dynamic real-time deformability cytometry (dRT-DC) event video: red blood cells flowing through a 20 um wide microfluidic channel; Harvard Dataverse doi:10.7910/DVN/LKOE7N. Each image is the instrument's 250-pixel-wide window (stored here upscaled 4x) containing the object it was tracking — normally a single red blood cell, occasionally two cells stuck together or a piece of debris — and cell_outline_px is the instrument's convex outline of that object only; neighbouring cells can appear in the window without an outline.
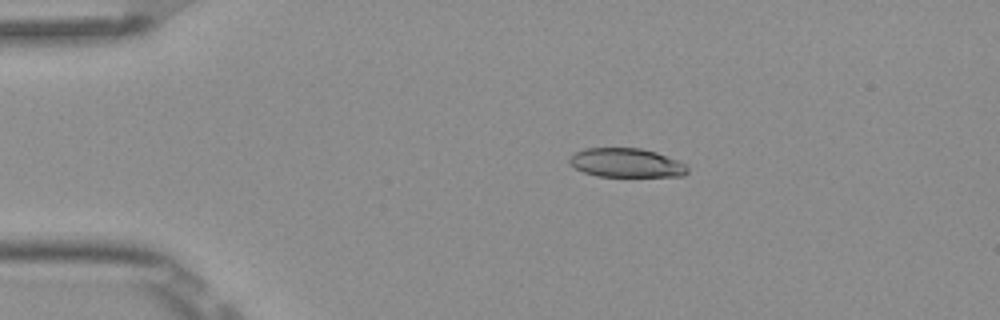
{"species": "Egyptian fruit bat (a non-hibernating species)", "species_latin": "Rousettus aegyptiacus", "temperature_condition": "room temperature", "stored_images_in_passage": 9, "camera_frame_rate_fps": 3000, "um_per_image_px": 0.085, "frame": {"image": 1, "passage_image": 3, "time_ms": 0.667, "image_size_px": [1000, 320], "cell_outline_px": [[688, 172], [684, 176], [596, 176], [584, 172], [568, 164], [568, 156], [584, 148], [640, 148], [656, 152], [676, 160], [684, 164], [688, 168]], "centroid_in_image_um": [53.19, 13.84], "position_along_channel_um": 31.8, "area_um2": 19.94}}
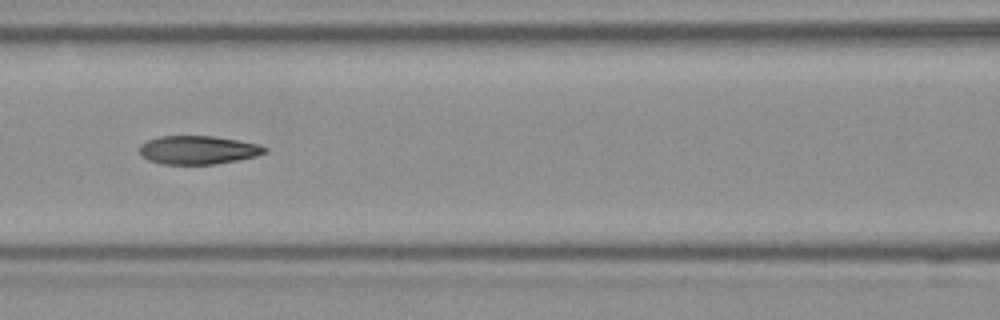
{"frame": {"image": 2, "passage_image": 7, "time_ms": 2.0, "image_size_px": [1000, 320], "cell_outline_px": [[268, 148], [264, 152], [256, 156], [216, 164], [164, 164], [148, 160], [140, 156], [140, 144], [148, 140], [160, 136], [212, 136], [260, 144]], "centroid_in_image_um": [16.81, 12.75], "position_along_channel_um": 149.8, "area_um2": 20.69}}
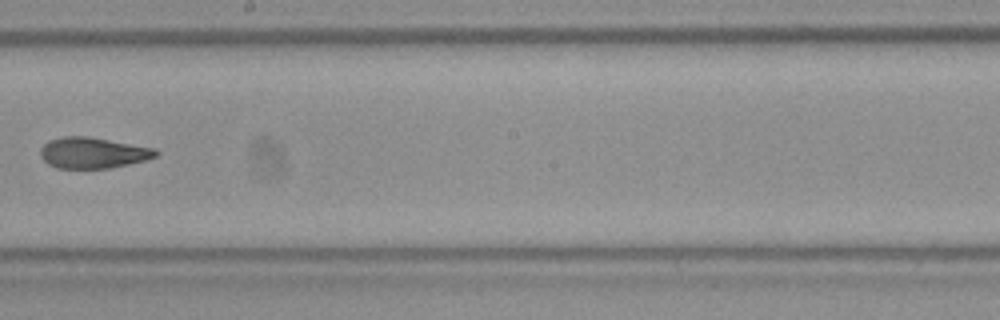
{"frame": {"image": 3, "passage_image": 9, "time_ms": 2.667, "image_size_px": [1000, 320], "cell_outline_px": [[160, 152], [156, 156], [144, 160], [128, 164], [108, 168], [56, 168], [48, 164], [40, 156], [40, 148], [48, 140], [64, 136], [88, 136], [156, 148]], "centroid_in_image_um": [7.88, 12.98], "position_along_channel_um": 240.3, "area_um2": 20.87}}